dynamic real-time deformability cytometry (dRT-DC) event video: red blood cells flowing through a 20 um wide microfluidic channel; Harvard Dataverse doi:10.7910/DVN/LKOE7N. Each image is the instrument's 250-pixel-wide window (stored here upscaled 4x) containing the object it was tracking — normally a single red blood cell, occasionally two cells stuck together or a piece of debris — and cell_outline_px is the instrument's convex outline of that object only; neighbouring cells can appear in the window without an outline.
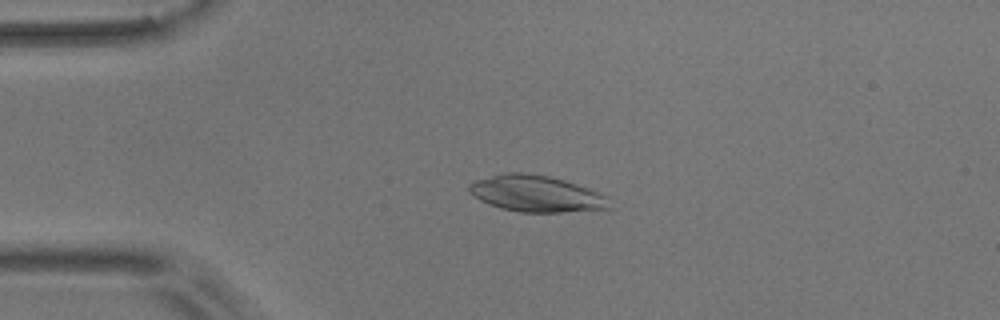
{"species": "common noctule bat (a hibernating species)", "species_latin": "Nyctalus noctula", "temperature_condition": "room temperature", "stored_images_in_passage": 45, "camera_frame_rate_fps": 3000, "um_per_image_px": 0.085, "animal": {"sex": "male", "body_mass_g": 17.9}, "frame": {"image": 1, "passage_image": 2, "time_ms": 0.333, "image_size_px": [1000, 320], "cell_outline_px": [[612, 208], [560, 212], [520, 212], [500, 208], [488, 204], [480, 200], [468, 192], [468, 184], [476, 180], [504, 172], [524, 172], [548, 176], [564, 180], [588, 188], [604, 196]], "centroid_in_image_um": [45.51, 16.46], "position_along_channel_um": 39.5, "area_um2": 29.54}}
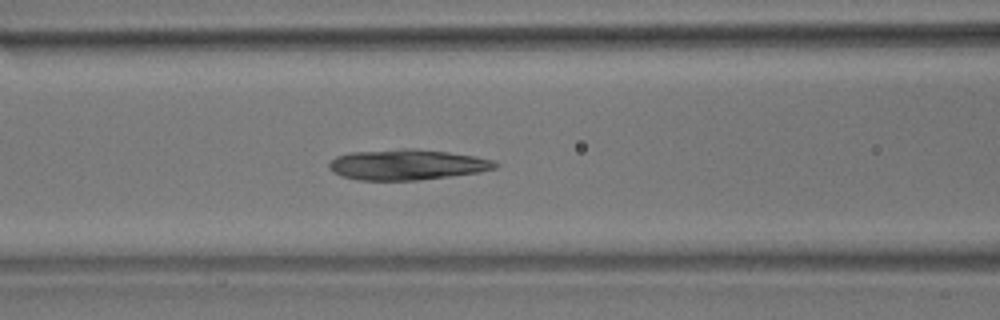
{"frame": {"image": 2, "passage_image": 12, "time_ms": 3.667, "image_size_px": [1000, 320], "cell_outline_px": [[500, 164], [496, 168], [480, 172], [416, 180], [356, 180], [340, 176], [332, 172], [328, 168], [328, 164], [336, 156], [352, 152], [404, 148], [416, 148], [448, 152], [476, 156], [496, 160]], "centroid_in_image_um": [34.6, 13.99], "position_along_channel_um": 132.0, "area_um2": 29.82}}
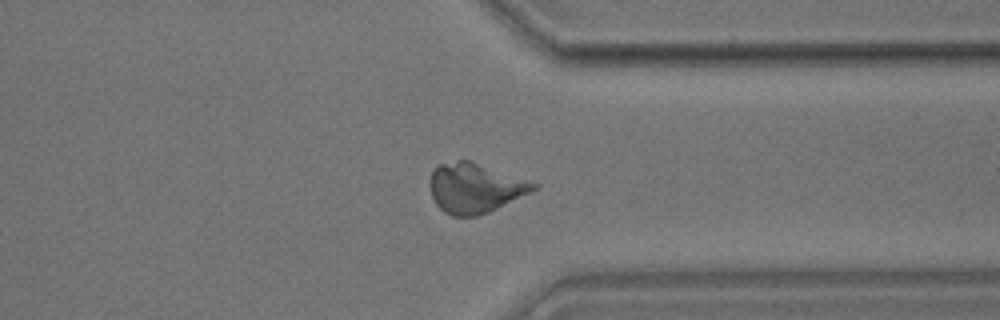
{"frame": {"image": 3, "passage_image": 32, "time_ms": 10.333, "image_size_px": [1000, 320], "cell_outline_px": [[540, 188], [488, 212], [476, 216], [452, 216], [444, 212], [436, 204], [432, 196], [428, 184], [432, 168], [436, 164], [456, 160], [468, 160], [540, 184]], "centroid_in_image_um": [40.34, 15.97], "position_along_channel_um": 371.1, "area_um2": 30.17}, "authors_computed_cell_mechanics": {"area_um2": 29.189, "velocity_mm_per_s": 3.6143, "shape_relaxation_time_tau1_ms": 6.2787, "shape_relaxation_time_tau2_ms": 2.057, "deformation_change_tau1": 0.2152, "deformation_change_tau2": 0.0777}}